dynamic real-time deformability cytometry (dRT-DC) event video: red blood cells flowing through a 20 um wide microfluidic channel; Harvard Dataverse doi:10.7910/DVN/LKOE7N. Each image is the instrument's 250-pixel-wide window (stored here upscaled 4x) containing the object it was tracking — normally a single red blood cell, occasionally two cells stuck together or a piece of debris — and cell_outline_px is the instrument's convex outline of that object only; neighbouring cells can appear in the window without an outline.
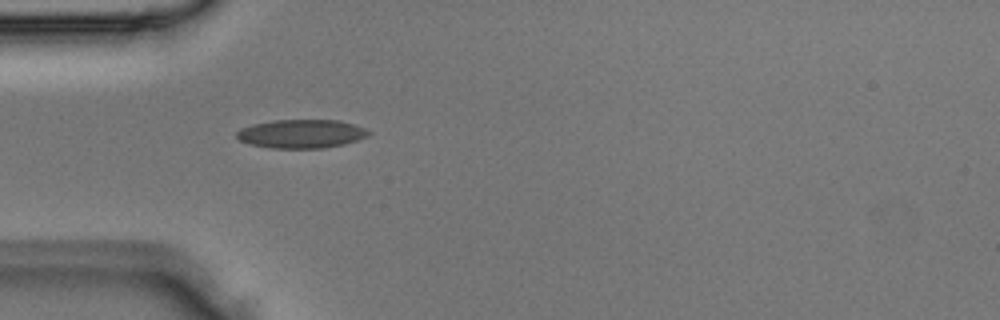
{"species": "Egyptian fruit bat (a non-hibernating species)", "species_latin": "Rousettus aegyptiacus", "temperature_condition": "room temperature", "stored_images_in_passage": 1, "camera_frame_rate_fps": 3000, "um_per_image_px": 0.085, "animal": {"sex": "male"}, "frame": {"image": 1, "passage_image": 1, "time_ms": 0.0, "image_size_px": [1000, 320], "cell_outline_px": [[372, 132], [368, 136], [344, 144], [324, 148], [272, 148], [248, 144], [240, 140], [236, 136], [236, 132], [240, 128], [252, 124], [272, 120], [340, 120], [364, 128]], "centroid_in_image_um": [25.59, 11.37], "position_along_channel_um": 59.4, "area_um2": 22.08}}